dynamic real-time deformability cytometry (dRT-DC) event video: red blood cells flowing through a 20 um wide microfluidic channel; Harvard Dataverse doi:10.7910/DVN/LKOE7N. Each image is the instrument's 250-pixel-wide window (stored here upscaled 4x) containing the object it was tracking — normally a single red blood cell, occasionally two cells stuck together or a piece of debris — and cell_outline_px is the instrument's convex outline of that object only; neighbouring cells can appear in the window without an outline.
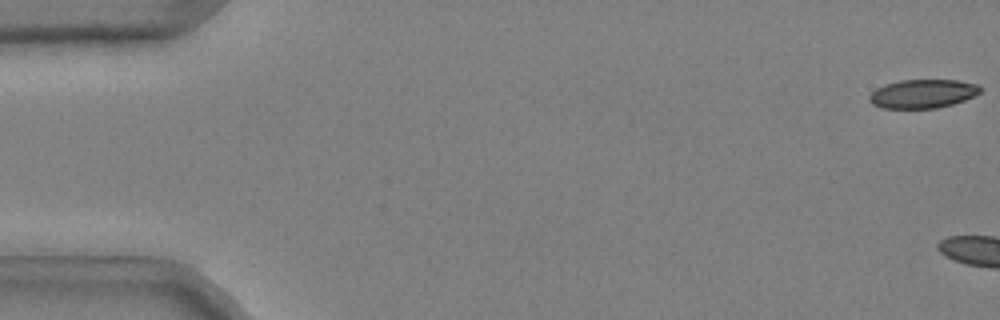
{"species": "common noctule bat (a hibernating species)", "species_latin": "Nyctalus noctula", "temperature_condition": "cold", "stored_images_in_passage": 5, "camera_frame_rate_fps": 3000, "um_per_image_px": 0.085, "animal": {"sex": "male", "body_mass_g": 20.4}, "frame": {"image": 1, "passage_image": 1, "time_ms": 0.0, "image_size_px": [1000, 320], "cell_outline_px": [[980, 92], [964, 100], [952, 104], [936, 108], [884, 108], [872, 104], [868, 100], [868, 96], [876, 88], [884, 84], [900, 80], [956, 80], [976, 84], [980, 88]], "centroid_in_image_um": [78.37, 7.96], "position_along_channel_um": 6.6, "area_um2": 18.44}}